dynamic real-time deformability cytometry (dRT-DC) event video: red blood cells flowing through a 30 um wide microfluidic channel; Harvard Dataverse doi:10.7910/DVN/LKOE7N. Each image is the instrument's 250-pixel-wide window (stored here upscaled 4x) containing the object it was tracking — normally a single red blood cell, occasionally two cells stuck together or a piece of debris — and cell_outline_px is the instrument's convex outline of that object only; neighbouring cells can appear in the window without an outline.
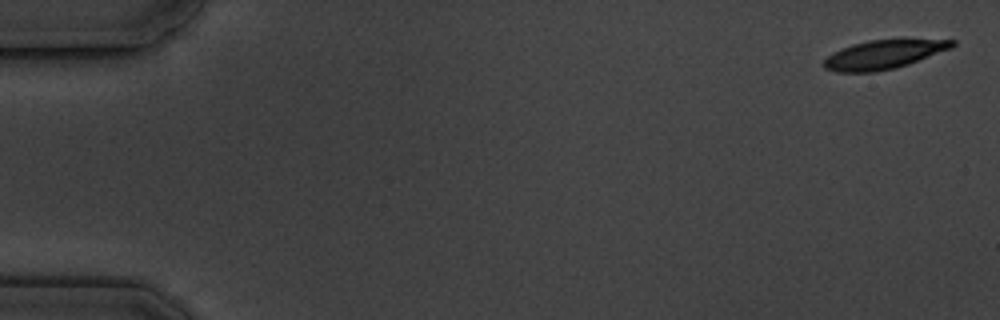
{"species": "common noctule bat (a hibernating species)", "species_latin": "Nyctalus noctula", "temperature_condition": "cold", "stored_images_in_passage": 5, "camera_frame_rate_fps": 3000, "um_per_image_px": 0.085, "animal": {"sex": "male", "body_mass_g": 19.5, "forearm_length_mm": 54.6}, "frame": {"image": 1, "passage_image": 1, "time_ms": 0.0, "image_size_px": [1000, 320], "cell_outline_px": [[956, 44], [952, 48], [908, 64], [896, 68], [876, 72], [836, 72], [824, 68], [824, 60], [832, 52], [840, 48], [852, 44], [868, 40], [904, 36], [956, 40]], "centroid_in_image_um": [75.2, 4.57], "position_along_channel_um": 9.8, "area_um2": 22.72}}
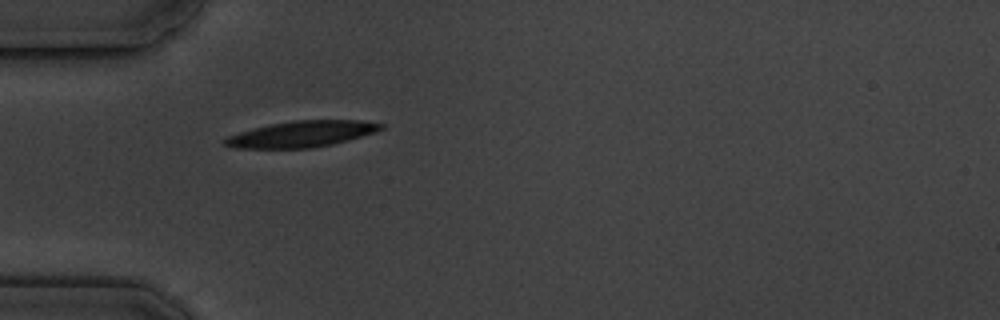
{"frame": {"image": 2, "passage_image": 5, "time_ms": 5.333, "image_size_px": [1000, 320], "cell_outline_px": [[384, 128], [376, 132], [348, 140], [332, 144], [312, 148], [236, 148], [224, 144], [220, 140], [228, 136], [252, 128], [268, 124], [296, 120], [360, 120], [384, 124]], "centroid_in_image_um": [25.63, 11.39], "position_along_channel_um": 59.4, "area_um2": 23.81}}